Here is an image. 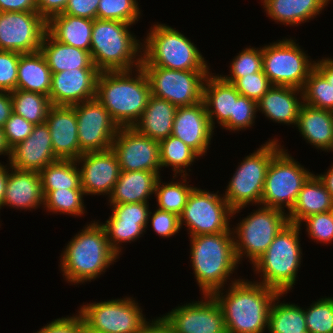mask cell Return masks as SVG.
<instances>
[{"label":"cell","mask_w":333,"mask_h":333,"mask_svg":"<svg viewBox=\"0 0 333 333\" xmlns=\"http://www.w3.org/2000/svg\"><path fill=\"white\" fill-rule=\"evenodd\" d=\"M65 245L58 267L64 282L70 286L99 279L120 258L110 247L106 231L97 219L86 222Z\"/></svg>","instance_id":"6da1fadb"},{"label":"cell","mask_w":333,"mask_h":333,"mask_svg":"<svg viewBox=\"0 0 333 333\" xmlns=\"http://www.w3.org/2000/svg\"><path fill=\"white\" fill-rule=\"evenodd\" d=\"M278 293L241 277L212 296L222 309L227 333H266L269 310Z\"/></svg>","instance_id":"7a4b0ae2"},{"label":"cell","mask_w":333,"mask_h":333,"mask_svg":"<svg viewBox=\"0 0 333 333\" xmlns=\"http://www.w3.org/2000/svg\"><path fill=\"white\" fill-rule=\"evenodd\" d=\"M188 238L190 268L201 295H212L241 278L237 273L240 264L235 256L232 232Z\"/></svg>","instance_id":"3957f363"},{"label":"cell","mask_w":333,"mask_h":333,"mask_svg":"<svg viewBox=\"0 0 333 333\" xmlns=\"http://www.w3.org/2000/svg\"><path fill=\"white\" fill-rule=\"evenodd\" d=\"M150 97V84L142 67L130 71H103L97 77L95 98L119 127H133Z\"/></svg>","instance_id":"277c9868"},{"label":"cell","mask_w":333,"mask_h":333,"mask_svg":"<svg viewBox=\"0 0 333 333\" xmlns=\"http://www.w3.org/2000/svg\"><path fill=\"white\" fill-rule=\"evenodd\" d=\"M303 227L288 223L274 238L265 253L253 264V280L279 293L295 289L303 263L301 235ZM257 278V280H255Z\"/></svg>","instance_id":"5b68a950"},{"label":"cell","mask_w":333,"mask_h":333,"mask_svg":"<svg viewBox=\"0 0 333 333\" xmlns=\"http://www.w3.org/2000/svg\"><path fill=\"white\" fill-rule=\"evenodd\" d=\"M133 24L94 19L90 55L100 71H130L141 67L143 38Z\"/></svg>","instance_id":"8992f818"},{"label":"cell","mask_w":333,"mask_h":333,"mask_svg":"<svg viewBox=\"0 0 333 333\" xmlns=\"http://www.w3.org/2000/svg\"><path fill=\"white\" fill-rule=\"evenodd\" d=\"M142 37L141 66L173 70H211L209 61L205 59L197 44L175 27L154 22Z\"/></svg>","instance_id":"52a82bcc"},{"label":"cell","mask_w":333,"mask_h":333,"mask_svg":"<svg viewBox=\"0 0 333 333\" xmlns=\"http://www.w3.org/2000/svg\"><path fill=\"white\" fill-rule=\"evenodd\" d=\"M238 162L233 175L229 177L223 197L233 209L232 218L250 206L261 205L265 177L272 158L283 148L278 137L272 136ZM239 214V215H238Z\"/></svg>","instance_id":"ba28073f"},{"label":"cell","mask_w":333,"mask_h":333,"mask_svg":"<svg viewBox=\"0 0 333 333\" xmlns=\"http://www.w3.org/2000/svg\"><path fill=\"white\" fill-rule=\"evenodd\" d=\"M256 209L232 224L235 256L251 265L260 258L277 234L289 223L287 213L280 209L256 205Z\"/></svg>","instance_id":"9c48e42d"},{"label":"cell","mask_w":333,"mask_h":333,"mask_svg":"<svg viewBox=\"0 0 333 333\" xmlns=\"http://www.w3.org/2000/svg\"><path fill=\"white\" fill-rule=\"evenodd\" d=\"M263 72L272 85L290 86L303 89L315 61L294 37L262 45Z\"/></svg>","instance_id":"30bf717a"},{"label":"cell","mask_w":333,"mask_h":333,"mask_svg":"<svg viewBox=\"0 0 333 333\" xmlns=\"http://www.w3.org/2000/svg\"><path fill=\"white\" fill-rule=\"evenodd\" d=\"M141 303L133 296H123L79 306L85 328L94 333H138L148 320Z\"/></svg>","instance_id":"8fae6325"},{"label":"cell","mask_w":333,"mask_h":333,"mask_svg":"<svg viewBox=\"0 0 333 333\" xmlns=\"http://www.w3.org/2000/svg\"><path fill=\"white\" fill-rule=\"evenodd\" d=\"M286 148L288 147L283 146L271 160L265 177L261 205L288 213L302 185L315 172L304 167Z\"/></svg>","instance_id":"7c38bea8"},{"label":"cell","mask_w":333,"mask_h":333,"mask_svg":"<svg viewBox=\"0 0 333 333\" xmlns=\"http://www.w3.org/2000/svg\"><path fill=\"white\" fill-rule=\"evenodd\" d=\"M233 209L219 190L210 191L195 187L190 193L187 203L179 216L181 229L187 237L201 234H217L232 232ZM233 219V221L231 220ZM185 226V227H184Z\"/></svg>","instance_id":"4fadbf2b"},{"label":"cell","mask_w":333,"mask_h":333,"mask_svg":"<svg viewBox=\"0 0 333 333\" xmlns=\"http://www.w3.org/2000/svg\"><path fill=\"white\" fill-rule=\"evenodd\" d=\"M145 71L151 95L170 103L190 106L203 101V88L212 70H173L157 66H141Z\"/></svg>","instance_id":"5bb4252c"},{"label":"cell","mask_w":333,"mask_h":333,"mask_svg":"<svg viewBox=\"0 0 333 333\" xmlns=\"http://www.w3.org/2000/svg\"><path fill=\"white\" fill-rule=\"evenodd\" d=\"M177 304L162 316L175 333H227L223 312L212 295Z\"/></svg>","instance_id":"9a60e30c"},{"label":"cell","mask_w":333,"mask_h":333,"mask_svg":"<svg viewBox=\"0 0 333 333\" xmlns=\"http://www.w3.org/2000/svg\"><path fill=\"white\" fill-rule=\"evenodd\" d=\"M47 21L38 12H0V50L40 51Z\"/></svg>","instance_id":"2e32d148"},{"label":"cell","mask_w":333,"mask_h":333,"mask_svg":"<svg viewBox=\"0 0 333 333\" xmlns=\"http://www.w3.org/2000/svg\"><path fill=\"white\" fill-rule=\"evenodd\" d=\"M111 149L120 171H152L161 176L159 142L140 134L134 127H119Z\"/></svg>","instance_id":"e0dca14e"},{"label":"cell","mask_w":333,"mask_h":333,"mask_svg":"<svg viewBox=\"0 0 333 333\" xmlns=\"http://www.w3.org/2000/svg\"><path fill=\"white\" fill-rule=\"evenodd\" d=\"M72 107L77 116L80 149L84 153L111 149L119 126L103 105L94 98Z\"/></svg>","instance_id":"ac0fdd59"},{"label":"cell","mask_w":333,"mask_h":333,"mask_svg":"<svg viewBox=\"0 0 333 333\" xmlns=\"http://www.w3.org/2000/svg\"><path fill=\"white\" fill-rule=\"evenodd\" d=\"M76 162L80 172V185L85 195L108 198L120 173L118 159L113 150L86 152Z\"/></svg>","instance_id":"d6986e66"},{"label":"cell","mask_w":333,"mask_h":333,"mask_svg":"<svg viewBox=\"0 0 333 333\" xmlns=\"http://www.w3.org/2000/svg\"><path fill=\"white\" fill-rule=\"evenodd\" d=\"M215 132L203 101L177 108L171 135L179 138L202 159L210 150Z\"/></svg>","instance_id":"ffe728a7"},{"label":"cell","mask_w":333,"mask_h":333,"mask_svg":"<svg viewBox=\"0 0 333 333\" xmlns=\"http://www.w3.org/2000/svg\"><path fill=\"white\" fill-rule=\"evenodd\" d=\"M97 68H79L53 73L49 99L54 106H73L96 97Z\"/></svg>","instance_id":"44dd1931"},{"label":"cell","mask_w":333,"mask_h":333,"mask_svg":"<svg viewBox=\"0 0 333 333\" xmlns=\"http://www.w3.org/2000/svg\"><path fill=\"white\" fill-rule=\"evenodd\" d=\"M57 159L53 152L49 127L42 123L35 125L29 137L11 148L8 162L18 170L40 172Z\"/></svg>","instance_id":"7402d4cb"},{"label":"cell","mask_w":333,"mask_h":333,"mask_svg":"<svg viewBox=\"0 0 333 333\" xmlns=\"http://www.w3.org/2000/svg\"><path fill=\"white\" fill-rule=\"evenodd\" d=\"M52 147L58 159L77 160L84 152L78 141V125L75 109L72 106L52 105L47 113Z\"/></svg>","instance_id":"603a6c76"},{"label":"cell","mask_w":333,"mask_h":333,"mask_svg":"<svg viewBox=\"0 0 333 333\" xmlns=\"http://www.w3.org/2000/svg\"><path fill=\"white\" fill-rule=\"evenodd\" d=\"M28 210L33 212L44 208V195L42 191L41 177L39 172L18 170L10 167L7 187L4 194L3 208Z\"/></svg>","instance_id":"cb8c5ba5"},{"label":"cell","mask_w":333,"mask_h":333,"mask_svg":"<svg viewBox=\"0 0 333 333\" xmlns=\"http://www.w3.org/2000/svg\"><path fill=\"white\" fill-rule=\"evenodd\" d=\"M303 103L302 89L273 85L257 102V107L269 122L295 129Z\"/></svg>","instance_id":"d4e9b609"},{"label":"cell","mask_w":333,"mask_h":333,"mask_svg":"<svg viewBox=\"0 0 333 333\" xmlns=\"http://www.w3.org/2000/svg\"><path fill=\"white\" fill-rule=\"evenodd\" d=\"M240 95L232 83L224 81L216 72L211 71L207 76L203 88V102L215 131L218 126L229 131V118L233 114L234 101Z\"/></svg>","instance_id":"484cf974"},{"label":"cell","mask_w":333,"mask_h":333,"mask_svg":"<svg viewBox=\"0 0 333 333\" xmlns=\"http://www.w3.org/2000/svg\"><path fill=\"white\" fill-rule=\"evenodd\" d=\"M333 0H264V14L276 24L289 27L302 26L320 17ZM310 20V21H309Z\"/></svg>","instance_id":"4316f807"},{"label":"cell","mask_w":333,"mask_h":333,"mask_svg":"<svg viewBox=\"0 0 333 333\" xmlns=\"http://www.w3.org/2000/svg\"><path fill=\"white\" fill-rule=\"evenodd\" d=\"M308 145L320 152H333V112L303 103L295 127Z\"/></svg>","instance_id":"83f0119b"},{"label":"cell","mask_w":333,"mask_h":333,"mask_svg":"<svg viewBox=\"0 0 333 333\" xmlns=\"http://www.w3.org/2000/svg\"><path fill=\"white\" fill-rule=\"evenodd\" d=\"M160 176L152 171H120L107 205L122 203H150Z\"/></svg>","instance_id":"f1b7e54d"},{"label":"cell","mask_w":333,"mask_h":333,"mask_svg":"<svg viewBox=\"0 0 333 333\" xmlns=\"http://www.w3.org/2000/svg\"><path fill=\"white\" fill-rule=\"evenodd\" d=\"M333 210V197L316 173L302 185L292 209L287 213L291 224H299L304 218Z\"/></svg>","instance_id":"f546056e"},{"label":"cell","mask_w":333,"mask_h":333,"mask_svg":"<svg viewBox=\"0 0 333 333\" xmlns=\"http://www.w3.org/2000/svg\"><path fill=\"white\" fill-rule=\"evenodd\" d=\"M40 52L45 57L52 74L76 68H96L89 51L62 44L48 32L43 37Z\"/></svg>","instance_id":"4dcf8cb0"},{"label":"cell","mask_w":333,"mask_h":333,"mask_svg":"<svg viewBox=\"0 0 333 333\" xmlns=\"http://www.w3.org/2000/svg\"><path fill=\"white\" fill-rule=\"evenodd\" d=\"M177 108L169 101L151 95L140 120L133 127L159 142L172 134Z\"/></svg>","instance_id":"1f68e13d"},{"label":"cell","mask_w":333,"mask_h":333,"mask_svg":"<svg viewBox=\"0 0 333 333\" xmlns=\"http://www.w3.org/2000/svg\"><path fill=\"white\" fill-rule=\"evenodd\" d=\"M93 21L60 13L47 21V32L62 44L90 52Z\"/></svg>","instance_id":"d6a6232c"},{"label":"cell","mask_w":333,"mask_h":333,"mask_svg":"<svg viewBox=\"0 0 333 333\" xmlns=\"http://www.w3.org/2000/svg\"><path fill=\"white\" fill-rule=\"evenodd\" d=\"M51 80L52 72L40 51L20 55L16 89L49 96Z\"/></svg>","instance_id":"836d02e7"},{"label":"cell","mask_w":333,"mask_h":333,"mask_svg":"<svg viewBox=\"0 0 333 333\" xmlns=\"http://www.w3.org/2000/svg\"><path fill=\"white\" fill-rule=\"evenodd\" d=\"M287 294L278 293L272 301L268 315V333H308L304 308L299 303L286 302L284 297Z\"/></svg>","instance_id":"e575fe53"},{"label":"cell","mask_w":333,"mask_h":333,"mask_svg":"<svg viewBox=\"0 0 333 333\" xmlns=\"http://www.w3.org/2000/svg\"><path fill=\"white\" fill-rule=\"evenodd\" d=\"M171 181L163 182L160 176L157 179L154 192V200L156 199L155 207L167 212L181 215L188 197L192 190L196 187L191 182L190 176H175L172 175Z\"/></svg>","instance_id":"d590c367"},{"label":"cell","mask_w":333,"mask_h":333,"mask_svg":"<svg viewBox=\"0 0 333 333\" xmlns=\"http://www.w3.org/2000/svg\"><path fill=\"white\" fill-rule=\"evenodd\" d=\"M159 154L162 171L171 167L169 170L175 176L192 175L190 168L201 159L193 149L173 135L159 141Z\"/></svg>","instance_id":"8d00e7d4"},{"label":"cell","mask_w":333,"mask_h":333,"mask_svg":"<svg viewBox=\"0 0 333 333\" xmlns=\"http://www.w3.org/2000/svg\"><path fill=\"white\" fill-rule=\"evenodd\" d=\"M39 174L44 197L54 190H83L76 160L57 159L44 167Z\"/></svg>","instance_id":"74e56055"},{"label":"cell","mask_w":333,"mask_h":333,"mask_svg":"<svg viewBox=\"0 0 333 333\" xmlns=\"http://www.w3.org/2000/svg\"><path fill=\"white\" fill-rule=\"evenodd\" d=\"M13 112L34 125L45 123L51 102L49 96L16 89L10 92Z\"/></svg>","instance_id":"f35d334b"},{"label":"cell","mask_w":333,"mask_h":333,"mask_svg":"<svg viewBox=\"0 0 333 333\" xmlns=\"http://www.w3.org/2000/svg\"><path fill=\"white\" fill-rule=\"evenodd\" d=\"M86 197L83 190H54L50 191L44 197V208L49 215H69L76 217H85L87 215L86 203L84 198Z\"/></svg>","instance_id":"ab89813d"},{"label":"cell","mask_w":333,"mask_h":333,"mask_svg":"<svg viewBox=\"0 0 333 333\" xmlns=\"http://www.w3.org/2000/svg\"><path fill=\"white\" fill-rule=\"evenodd\" d=\"M110 213L105 222H100L101 219L98 221L106 231L110 247L121 257L125 252V245L134 243L139 238L141 240L146 231L138 223L122 222L111 211Z\"/></svg>","instance_id":"60d3db41"},{"label":"cell","mask_w":333,"mask_h":333,"mask_svg":"<svg viewBox=\"0 0 333 333\" xmlns=\"http://www.w3.org/2000/svg\"><path fill=\"white\" fill-rule=\"evenodd\" d=\"M229 63V74L217 73L224 81L234 83L238 78L248 76L263 70L262 46L246 45L241 52L236 54Z\"/></svg>","instance_id":"b9f144b4"},{"label":"cell","mask_w":333,"mask_h":333,"mask_svg":"<svg viewBox=\"0 0 333 333\" xmlns=\"http://www.w3.org/2000/svg\"><path fill=\"white\" fill-rule=\"evenodd\" d=\"M322 297L303 306L308 333H333V296Z\"/></svg>","instance_id":"7bdbcfd3"},{"label":"cell","mask_w":333,"mask_h":333,"mask_svg":"<svg viewBox=\"0 0 333 333\" xmlns=\"http://www.w3.org/2000/svg\"><path fill=\"white\" fill-rule=\"evenodd\" d=\"M302 91L305 104L333 112L332 86L316 68L310 72Z\"/></svg>","instance_id":"ee69618b"},{"label":"cell","mask_w":333,"mask_h":333,"mask_svg":"<svg viewBox=\"0 0 333 333\" xmlns=\"http://www.w3.org/2000/svg\"><path fill=\"white\" fill-rule=\"evenodd\" d=\"M138 0H100L97 19L133 24L140 22L143 11Z\"/></svg>","instance_id":"f6af8a7d"},{"label":"cell","mask_w":333,"mask_h":333,"mask_svg":"<svg viewBox=\"0 0 333 333\" xmlns=\"http://www.w3.org/2000/svg\"><path fill=\"white\" fill-rule=\"evenodd\" d=\"M305 228L306 236L314 243L329 245L333 242V210L304 218L299 224Z\"/></svg>","instance_id":"bcb514c9"},{"label":"cell","mask_w":333,"mask_h":333,"mask_svg":"<svg viewBox=\"0 0 333 333\" xmlns=\"http://www.w3.org/2000/svg\"><path fill=\"white\" fill-rule=\"evenodd\" d=\"M257 113V102L240 95L234 101L233 114L229 118V132L239 133L250 130L256 124Z\"/></svg>","instance_id":"7dc6e473"},{"label":"cell","mask_w":333,"mask_h":333,"mask_svg":"<svg viewBox=\"0 0 333 333\" xmlns=\"http://www.w3.org/2000/svg\"><path fill=\"white\" fill-rule=\"evenodd\" d=\"M150 226L152 228L151 230L163 239H168L172 236L176 237V234H179L183 230L181 229L180 218L178 215L160 210L156 207L153 210H150L146 229L149 230L148 227Z\"/></svg>","instance_id":"c3c4849f"},{"label":"cell","mask_w":333,"mask_h":333,"mask_svg":"<svg viewBox=\"0 0 333 333\" xmlns=\"http://www.w3.org/2000/svg\"><path fill=\"white\" fill-rule=\"evenodd\" d=\"M233 85L242 96H246L256 102L273 86L263 70L240 77Z\"/></svg>","instance_id":"681fc988"},{"label":"cell","mask_w":333,"mask_h":333,"mask_svg":"<svg viewBox=\"0 0 333 333\" xmlns=\"http://www.w3.org/2000/svg\"><path fill=\"white\" fill-rule=\"evenodd\" d=\"M151 203L110 204L112 213L122 222L138 223L145 231Z\"/></svg>","instance_id":"f907efd6"},{"label":"cell","mask_w":333,"mask_h":333,"mask_svg":"<svg viewBox=\"0 0 333 333\" xmlns=\"http://www.w3.org/2000/svg\"><path fill=\"white\" fill-rule=\"evenodd\" d=\"M21 54L0 50V91L16 90L18 62Z\"/></svg>","instance_id":"816d5d0a"},{"label":"cell","mask_w":333,"mask_h":333,"mask_svg":"<svg viewBox=\"0 0 333 333\" xmlns=\"http://www.w3.org/2000/svg\"><path fill=\"white\" fill-rule=\"evenodd\" d=\"M34 124L12 112L3 126L4 134L10 148L24 141L33 131Z\"/></svg>","instance_id":"f5cc1de1"},{"label":"cell","mask_w":333,"mask_h":333,"mask_svg":"<svg viewBox=\"0 0 333 333\" xmlns=\"http://www.w3.org/2000/svg\"><path fill=\"white\" fill-rule=\"evenodd\" d=\"M75 314L53 319L43 325L36 333H83L85 330L81 314L75 310Z\"/></svg>","instance_id":"db71d44e"},{"label":"cell","mask_w":333,"mask_h":333,"mask_svg":"<svg viewBox=\"0 0 333 333\" xmlns=\"http://www.w3.org/2000/svg\"><path fill=\"white\" fill-rule=\"evenodd\" d=\"M100 0H69L64 14L88 19L97 18V9Z\"/></svg>","instance_id":"11a10c76"},{"label":"cell","mask_w":333,"mask_h":333,"mask_svg":"<svg viewBox=\"0 0 333 333\" xmlns=\"http://www.w3.org/2000/svg\"><path fill=\"white\" fill-rule=\"evenodd\" d=\"M69 0H36L37 12L48 21L52 16L63 13Z\"/></svg>","instance_id":"9f6ffc18"},{"label":"cell","mask_w":333,"mask_h":333,"mask_svg":"<svg viewBox=\"0 0 333 333\" xmlns=\"http://www.w3.org/2000/svg\"><path fill=\"white\" fill-rule=\"evenodd\" d=\"M37 12L36 0H0V12Z\"/></svg>","instance_id":"6f0895ef"},{"label":"cell","mask_w":333,"mask_h":333,"mask_svg":"<svg viewBox=\"0 0 333 333\" xmlns=\"http://www.w3.org/2000/svg\"><path fill=\"white\" fill-rule=\"evenodd\" d=\"M138 333H175L171 325L160 314L149 318L141 327Z\"/></svg>","instance_id":"680465c9"},{"label":"cell","mask_w":333,"mask_h":333,"mask_svg":"<svg viewBox=\"0 0 333 333\" xmlns=\"http://www.w3.org/2000/svg\"><path fill=\"white\" fill-rule=\"evenodd\" d=\"M12 112V97L10 92L0 91V127L3 128Z\"/></svg>","instance_id":"91938a15"},{"label":"cell","mask_w":333,"mask_h":333,"mask_svg":"<svg viewBox=\"0 0 333 333\" xmlns=\"http://www.w3.org/2000/svg\"><path fill=\"white\" fill-rule=\"evenodd\" d=\"M321 58L316 59L315 68L325 77L333 89V57L323 56Z\"/></svg>","instance_id":"94428289"},{"label":"cell","mask_w":333,"mask_h":333,"mask_svg":"<svg viewBox=\"0 0 333 333\" xmlns=\"http://www.w3.org/2000/svg\"><path fill=\"white\" fill-rule=\"evenodd\" d=\"M10 163L0 161V209H2L4 194L7 187V180L9 175Z\"/></svg>","instance_id":"6125c7cd"},{"label":"cell","mask_w":333,"mask_h":333,"mask_svg":"<svg viewBox=\"0 0 333 333\" xmlns=\"http://www.w3.org/2000/svg\"><path fill=\"white\" fill-rule=\"evenodd\" d=\"M318 178L323 182L327 191L333 197V163L324 171V173L316 174Z\"/></svg>","instance_id":"be15d7a7"},{"label":"cell","mask_w":333,"mask_h":333,"mask_svg":"<svg viewBox=\"0 0 333 333\" xmlns=\"http://www.w3.org/2000/svg\"><path fill=\"white\" fill-rule=\"evenodd\" d=\"M11 155V148L7 143L4 130L2 127H0V156L7 157L5 160L6 162L9 161ZM1 158V157H0Z\"/></svg>","instance_id":"e7e4bbea"},{"label":"cell","mask_w":333,"mask_h":333,"mask_svg":"<svg viewBox=\"0 0 333 333\" xmlns=\"http://www.w3.org/2000/svg\"><path fill=\"white\" fill-rule=\"evenodd\" d=\"M83 333H94V332H92L91 330H88V329L85 328V330H84Z\"/></svg>","instance_id":"03108f58"}]
</instances>
